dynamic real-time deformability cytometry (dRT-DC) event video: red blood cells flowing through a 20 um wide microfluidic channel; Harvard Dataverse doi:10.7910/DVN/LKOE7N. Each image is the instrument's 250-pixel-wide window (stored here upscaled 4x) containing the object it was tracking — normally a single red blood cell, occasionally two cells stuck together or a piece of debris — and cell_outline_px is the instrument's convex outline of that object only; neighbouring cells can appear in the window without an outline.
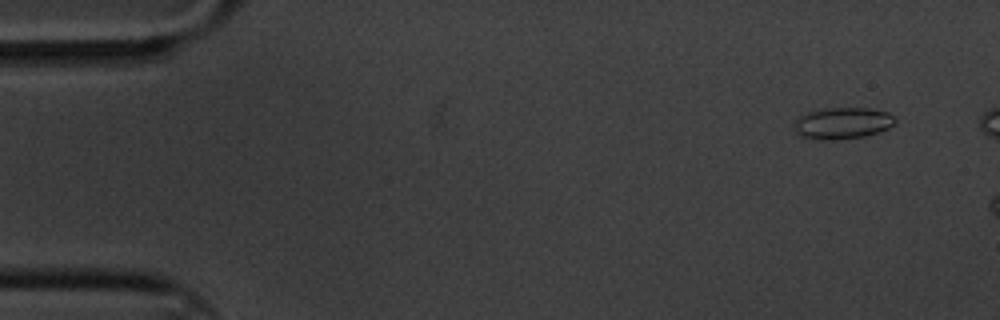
{"species": "common noctule bat (a hibernating species)", "species_latin": "Nyctalus noctula", "temperature_condition": "cold", "stored_images_in_passage": 4, "camera_frame_rate_fps": 3000, "um_per_image_px": 0.085, "animal": {"sex": "male", "body_mass_g": 20.1, "forearm_length_mm": 53.5}, "frame": {"image": 1, "passage_image": 2, "time_ms": 0.333, "image_size_px": [1000, 320], "cell_outline_px": [[896, 124], [880, 132], [864, 136], [836, 140], [828, 140], [800, 136], [792, 128], [796, 120], [804, 112], [828, 108], [868, 108], [888, 112], [896, 120]], "centroid_in_image_um": [71.61, 10.47], "position_along_channel_um": 13.4, "area_um2": 18.67}}